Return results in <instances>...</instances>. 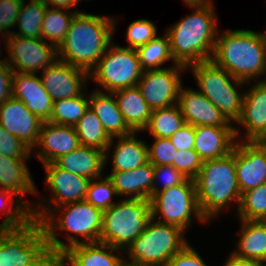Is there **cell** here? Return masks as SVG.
Segmentation results:
<instances>
[{
    "label": "cell",
    "instance_id": "1",
    "mask_svg": "<svg viewBox=\"0 0 266 266\" xmlns=\"http://www.w3.org/2000/svg\"><path fill=\"white\" fill-rule=\"evenodd\" d=\"M115 25V20L110 17L79 11L57 48L59 60L90 73L111 45Z\"/></svg>",
    "mask_w": 266,
    "mask_h": 266
},
{
    "label": "cell",
    "instance_id": "2",
    "mask_svg": "<svg viewBox=\"0 0 266 266\" xmlns=\"http://www.w3.org/2000/svg\"><path fill=\"white\" fill-rule=\"evenodd\" d=\"M31 208L33 220L39 221L45 233L50 254L57 259L65 250L66 243L57 238L56 230L70 231L86 240L85 243L99 242L102 231L103 211L86 200L68 203L53 208L60 210L59 218L51 206ZM50 207V208H49ZM51 209V210H50ZM56 219V220H55Z\"/></svg>",
    "mask_w": 266,
    "mask_h": 266
},
{
    "label": "cell",
    "instance_id": "3",
    "mask_svg": "<svg viewBox=\"0 0 266 266\" xmlns=\"http://www.w3.org/2000/svg\"><path fill=\"white\" fill-rule=\"evenodd\" d=\"M211 60L245 83L258 78L266 73L265 35L251 30L224 32L216 38Z\"/></svg>",
    "mask_w": 266,
    "mask_h": 266
},
{
    "label": "cell",
    "instance_id": "4",
    "mask_svg": "<svg viewBox=\"0 0 266 266\" xmlns=\"http://www.w3.org/2000/svg\"><path fill=\"white\" fill-rule=\"evenodd\" d=\"M194 9L191 15L166 31L174 64L187 68L194 63L211 60L219 34L213 5Z\"/></svg>",
    "mask_w": 266,
    "mask_h": 266
},
{
    "label": "cell",
    "instance_id": "5",
    "mask_svg": "<svg viewBox=\"0 0 266 266\" xmlns=\"http://www.w3.org/2000/svg\"><path fill=\"white\" fill-rule=\"evenodd\" d=\"M194 181L198 206L207 222L223 211L231 201H236L239 207L241 193L236 175L234 148L224 157L203 161Z\"/></svg>",
    "mask_w": 266,
    "mask_h": 266
},
{
    "label": "cell",
    "instance_id": "6",
    "mask_svg": "<svg viewBox=\"0 0 266 266\" xmlns=\"http://www.w3.org/2000/svg\"><path fill=\"white\" fill-rule=\"evenodd\" d=\"M151 219V199L120 200L103 211L99 242L125 251Z\"/></svg>",
    "mask_w": 266,
    "mask_h": 266
},
{
    "label": "cell",
    "instance_id": "7",
    "mask_svg": "<svg viewBox=\"0 0 266 266\" xmlns=\"http://www.w3.org/2000/svg\"><path fill=\"white\" fill-rule=\"evenodd\" d=\"M0 266H56L39 221L0 230Z\"/></svg>",
    "mask_w": 266,
    "mask_h": 266
},
{
    "label": "cell",
    "instance_id": "8",
    "mask_svg": "<svg viewBox=\"0 0 266 266\" xmlns=\"http://www.w3.org/2000/svg\"><path fill=\"white\" fill-rule=\"evenodd\" d=\"M181 228L154 221L125 249L128 260L148 266H165L187 244Z\"/></svg>",
    "mask_w": 266,
    "mask_h": 266
},
{
    "label": "cell",
    "instance_id": "9",
    "mask_svg": "<svg viewBox=\"0 0 266 266\" xmlns=\"http://www.w3.org/2000/svg\"><path fill=\"white\" fill-rule=\"evenodd\" d=\"M191 68L200 89L198 91L206 96L230 122H237L242 113L244 92L238 93L231 82L233 81L238 87L245 82L231 76L212 60L194 63Z\"/></svg>",
    "mask_w": 266,
    "mask_h": 266
},
{
    "label": "cell",
    "instance_id": "10",
    "mask_svg": "<svg viewBox=\"0 0 266 266\" xmlns=\"http://www.w3.org/2000/svg\"><path fill=\"white\" fill-rule=\"evenodd\" d=\"M144 70L136 49L109 45L97 65L89 73L106 92L137 86Z\"/></svg>",
    "mask_w": 266,
    "mask_h": 266
},
{
    "label": "cell",
    "instance_id": "11",
    "mask_svg": "<svg viewBox=\"0 0 266 266\" xmlns=\"http://www.w3.org/2000/svg\"><path fill=\"white\" fill-rule=\"evenodd\" d=\"M152 218L159 217L160 223L170 224L186 230L193 214L201 222H207L198 206L196 185L193 179L157 192L151 198ZM163 218V220H161Z\"/></svg>",
    "mask_w": 266,
    "mask_h": 266
},
{
    "label": "cell",
    "instance_id": "12",
    "mask_svg": "<svg viewBox=\"0 0 266 266\" xmlns=\"http://www.w3.org/2000/svg\"><path fill=\"white\" fill-rule=\"evenodd\" d=\"M4 42L11 59H6V62L13 72L35 74L58 59L57 48L42 38H26L11 34Z\"/></svg>",
    "mask_w": 266,
    "mask_h": 266
},
{
    "label": "cell",
    "instance_id": "13",
    "mask_svg": "<svg viewBox=\"0 0 266 266\" xmlns=\"http://www.w3.org/2000/svg\"><path fill=\"white\" fill-rule=\"evenodd\" d=\"M175 65L170 68L146 70L138 81L137 87L151 110L177 104L182 85L180 71L187 67L177 63Z\"/></svg>",
    "mask_w": 266,
    "mask_h": 266
},
{
    "label": "cell",
    "instance_id": "14",
    "mask_svg": "<svg viewBox=\"0 0 266 266\" xmlns=\"http://www.w3.org/2000/svg\"><path fill=\"white\" fill-rule=\"evenodd\" d=\"M234 161L241 194L266 183V149L259 141L237 142Z\"/></svg>",
    "mask_w": 266,
    "mask_h": 266
},
{
    "label": "cell",
    "instance_id": "15",
    "mask_svg": "<svg viewBox=\"0 0 266 266\" xmlns=\"http://www.w3.org/2000/svg\"><path fill=\"white\" fill-rule=\"evenodd\" d=\"M0 124L33 151L39 140L43 121L20 99L11 96L0 105Z\"/></svg>",
    "mask_w": 266,
    "mask_h": 266
},
{
    "label": "cell",
    "instance_id": "16",
    "mask_svg": "<svg viewBox=\"0 0 266 266\" xmlns=\"http://www.w3.org/2000/svg\"><path fill=\"white\" fill-rule=\"evenodd\" d=\"M66 250L56 259V266H118L123 259L114 255L117 248L109 244L85 243L67 234Z\"/></svg>",
    "mask_w": 266,
    "mask_h": 266
},
{
    "label": "cell",
    "instance_id": "17",
    "mask_svg": "<svg viewBox=\"0 0 266 266\" xmlns=\"http://www.w3.org/2000/svg\"><path fill=\"white\" fill-rule=\"evenodd\" d=\"M41 82L53 101L76 97L82 94V84L90 76L83 69L59 59L42 71ZM84 82V83H83Z\"/></svg>",
    "mask_w": 266,
    "mask_h": 266
},
{
    "label": "cell",
    "instance_id": "18",
    "mask_svg": "<svg viewBox=\"0 0 266 266\" xmlns=\"http://www.w3.org/2000/svg\"><path fill=\"white\" fill-rule=\"evenodd\" d=\"M44 167L46 184L53 194L52 199L49 200L51 204L48 201L47 204L54 208L85 200L91 179L63 170L54 162L44 164Z\"/></svg>",
    "mask_w": 266,
    "mask_h": 266
},
{
    "label": "cell",
    "instance_id": "19",
    "mask_svg": "<svg viewBox=\"0 0 266 266\" xmlns=\"http://www.w3.org/2000/svg\"><path fill=\"white\" fill-rule=\"evenodd\" d=\"M181 85L177 105L185 122L195 126L233 127L220 110L201 92L183 89Z\"/></svg>",
    "mask_w": 266,
    "mask_h": 266
},
{
    "label": "cell",
    "instance_id": "20",
    "mask_svg": "<svg viewBox=\"0 0 266 266\" xmlns=\"http://www.w3.org/2000/svg\"><path fill=\"white\" fill-rule=\"evenodd\" d=\"M11 89L12 96L20 99L43 122L50 119L53 99L36 74L13 72Z\"/></svg>",
    "mask_w": 266,
    "mask_h": 266
},
{
    "label": "cell",
    "instance_id": "21",
    "mask_svg": "<svg viewBox=\"0 0 266 266\" xmlns=\"http://www.w3.org/2000/svg\"><path fill=\"white\" fill-rule=\"evenodd\" d=\"M80 141L75 127L43 122L39 140L35 147L41 148L36 158L44 164L54 162L61 155L70 153L79 147Z\"/></svg>",
    "mask_w": 266,
    "mask_h": 266
},
{
    "label": "cell",
    "instance_id": "22",
    "mask_svg": "<svg viewBox=\"0 0 266 266\" xmlns=\"http://www.w3.org/2000/svg\"><path fill=\"white\" fill-rule=\"evenodd\" d=\"M236 123L246 128L245 141L266 137V78L244 93L242 113Z\"/></svg>",
    "mask_w": 266,
    "mask_h": 266
},
{
    "label": "cell",
    "instance_id": "23",
    "mask_svg": "<svg viewBox=\"0 0 266 266\" xmlns=\"http://www.w3.org/2000/svg\"><path fill=\"white\" fill-rule=\"evenodd\" d=\"M194 150L202 161L224 157L232 152L239 138L235 127L195 126Z\"/></svg>",
    "mask_w": 266,
    "mask_h": 266
},
{
    "label": "cell",
    "instance_id": "24",
    "mask_svg": "<svg viewBox=\"0 0 266 266\" xmlns=\"http://www.w3.org/2000/svg\"><path fill=\"white\" fill-rule=\"evenodd\" d=\"M117 195L128 199H151L154 184V165L149 161L130 171L112 172L108 176Z\"/></svg>",
    "mask_w": 266,
    "mask_h": 266
},
{
    "label": "cell",
    "instance_id": "25",
    "mask_svg": "<svg viewBox=\"0 0 266 266\" xmlns=\"http://www.w3.org/2000/svg\"><path fill=\"white\" fill-rule=\"evenodd\" d=\"M54 163L63 170L89 179H100L105 166V152L80 145L70 153L61 155Z\"/></svg>",
    "mask_w": 266,
    "mask_h": 266
},
{
    "label": "cell",
    "instance_id": "26",
    "mask_svg": "<svg viewBox=\"0 0 266 266\" xmlns=\"http://www.w3.org/2000/svg\"><path fill=\"white\" fill-rule=\"evenodd\" d=\"M108 94L97 88L89 96V107L100 119L104 130L111 138L131 134L133 131L126 124L114 94Z\"/></svg>",
    "mask_w": 266,
    "mask_h": 266
},
{
    "label": "cell",
    "instance_id": "27",
    "mask_svg": "<svg viewBox=\"0 0 266 266\" xmlns=\"http://www.w3.org/2000/svg\"><path fill=\"white\" fill-rule=\"evenodd\" d=\"M123 118L133 132L144 131L147 127L151 109L137 86L122 88L112 92Z\"/></svg>",
    "mask_w": 266,
    "mask_h": 266
},
{
    "label": "cell",
    "instance_id": "28",
    "mask_svg": "<svg viewBox=\"0 0 266 266\" xmlns=\"http://www.w3.org/2000/svg\"><path fill=\"white\" fill-rule=\"evenodd\" d=\"M28 158H12L0 155V186L16 195L36 193V186L25 164Z\"/></svg>",
    "mask_w": 266,
    "mask_h": 266
},
{
    "label": "cell",
    "instance_id": "29",
    "mask_svg": "<svg viewBox=\"0 0 266 266\" xmlns=\"http://www.w3.org/2000/svg\"><path fill=\"white\" fill-rule=\"evenodd\" d=\"M136 132L118 136L114 146L112 172L130 171L148 162V145L135 137Z\"/></svg>",
    "mask_w": 266,
    "mask_h": 266
},
{
    "label": "cell",
    "instance_id": "30",
    "mask_svg": "<svg viewBox=\"0 0 266 266\" xmlns=\"http://www.w3.org/2000/svg\"><path fill=\"white\" fill-rule=\"evenodd\" d=\"M241 222L239 250L233 251V254L256 263H266V225L260 221Z\"/></svg>",
    "mask_w": 266,
    "mask_h": 266
},
{
    "label": "cell",
    "instance_id": "31",
    "mask_svg": "<svg viewBox=\"0 0 266 266\" xmlns=\"http://www.w3.org/2000/svg\"><path fill=\"white\" fill-rule=\"evenodd\" d=\"M80 144L94 147L105 152V165L107 163V153L114 142L103 128L97 115L89 107L83 117L75 125Z\"/></svg>",
    "mask_w": 266,
    "mask_h": 266
},
{
    "label": "cell",
    "instance_id": "32",
    "mask_svg": "<svg viewBox=\"0 0 266 266\" xmlns=\"http://www.w3.org/2000/svg\"><path fill=\"white\" fill-rule=\"evenodd\" d=\"M186 124L177 104L151 111V116L145 131L157 138H170Z\"/></svg>",
    "mask_w": 266,
    "mask_h": 266
},
{
    "label": "cell",
    "instance_id": "33",
    "mask_svg": "<svg viewBox=\"0 0 266 266\" xmlns=\"http://www.w3.org/2000/svg\"><path fill=\"white\" fill-rule=\"evenodd\" d=\"M14 196L19 198V196L16 195L15 193L0 187V199L2 201H5L4 204L7 202L10 203L5 205L0 204V213L7 210L6 212L3 213L6 218L2 223H0V230L23 228L33 221L32 212H31L32 206L28 205L25 201L23 202L22 197L20 201L18 200L17 202H15ZM7 205H9V207Z\"/></svg>",
    "mask_w": 266,
    "mask_h": 266
},
{
    "label": "cell",
    "instance_id": "34",
    "mask_svg": "<svg viewBox=\"0 0 266 266\" xmlns=\"http://www.w3.org/2000/svg\"><path fill=\"white\" fill-rule=\"evenodd\" d=\"M88 108L89 97L84 94L53 101L52 114L48 121L58 125L75 127Z\"/></svg>",
    "mask_w": 266,
    "mask_h": 266
},
{
    "label": "cell",
    "instance_id": "35",
    "mask_svg": "<svg viewBox=\"0 0 266 266\" xmlns=\"http://www.w3.org/2000/svg\"><path fill=\"white\" fill-rule=\"evenodd\" d=\"M48 7L46 3L35 1H30L26 5L23 0L16 22L20 32L12 31V35L26 38H42L41 27Z\"/></svg>",
    "mask_w": 266,
    "mask_h": 266
},
{
    "label": "cell",
    "instance_id": "36",
    "mask_svg": "<svg viewBox=\"0 0 266 266\" xmlns=\"http://www.w3.org/2000/svg\"><path fill=\"white\" fill-rule=\"evenodd\" d=\"M79 12L65 13L61 9L47 8L42 22V39L51 40L56 48L64 41L74 16Z\"/></svg>",
    "mask_w": 266,
    "mask_h": 266
},
{
    "label": "cell",
    "instance_id": "37",
    "mask_svg": "<svg viewBox=\"0 0 266 266\" xmlns=\"http://www.w3.org/2000/svg\"><path fill=\"white\" fill-rule=\"evenodd\" d=\"M141 68L146 70L162 69V66L167 60L174 58L171 53L170 41L167 34L162 37H155L147 44L136 49Z\"/></svg>",
    "mask_w": 266,
    "mask_h": 266
},
{
    "label": "cell",
    "instance_id": "38",
    "mask_svg": "<svg viewBox=\"0 0 266 266\" xmlns=\"http://www.w3.org/2000/svg\"><path fill=\"white\" fill-rule=\"evenodd\" d=\"M237 208L241 220L260 221L266 214V183L242 193Z\"/></svg>",
    "mask_w": 266,
    "mask_h": 266
},
{
    "label": "cell",
    "instance_id": "39",
    "mask_svg": "<svg viewBox=\"0 0 266 266\" xmlns=\"http://www.w3.org/2000/svg\"><path fill=\"white\" fill-rule=\"evenodd\" d=\"M92 179L89 183L85 200L102 211L109 209L112 203V195H117L111 179L106 176L100 180Z\"/></svg>",
    "mask_w": 266,
    "mask_h": 266
},
{
    "label": "cell",
    "instance_id": "40",
    "mask_svg": "<svg viewBox=\"0 0 266 266\" xmlns=\"http://www.w3.org/2000/svg\"><path fill=\"white\" fill-rule=\"evenodd\" d=\"M156 26L147 19H139L132 22L127 29L126 41L128 47L137 49L156 37Z\"/></svg>",
    "mask_w": 266,
    "mask_h": 266
},
{
    "label": "cell",
    "instance_id": "41",
    "mask_svg": "<svg viewBox=\"0 0 266 266\" xmlns=\"http://www.w3.org/2000/svg\"><path fill=\"white\" fill-rule=\"evenodd\" d=\"M154 139L155 141L152 143V147L147 146L148 161L154 166H173V160H175L177 152L175 146L169 138L154 137Z\"/></svg>",
    "mask_w": 266,
    "mask_h": 266
},
{
    "label": "cell",
    "instance_id": "42",
    "mask_svg": "<svg viewBox=\"0 0 266 266\" xmlns=\"http://www.w3.org/2000/svg\"><path fill=\"white\" fill-rule=\"evenodd\" d=\"M203 161L194 150H177L173 166L188 179H195L201 170Z\"/></svg>",
    "mask_w": 266,
    "mask_h": 266
},
{
    "label": "cell",
    "instance_id": "43",
    "mask_svg": "<svg viewBox=\"0 0 266 266\" xmlns=\"http://www.w3.org/2000/svg\"><path fill=\"white\" fill-rule=\"evenodd\" d=\"M31 149L20 139L10 134L0 124V155L12 158H29Z\"/></svg>",
    "mask_w": 266,
    "mask_h": 266
},
{
    "label": "cell",
    "instance_id": "44",
    "mask_svg": "<svg viewBox=\"0 0 266 266\" xmlns=\"http://www.w3.org/2000/svg\"><path fill=\"white\" fill-rule=\"evenodd\" d=\"M22 2L23 0H0V32L5 39L12 34L8 28L16 25Z\"/></svg>",
    "mask_w": 266,
    "mask_h": 266
},
{
    "label": "cell",
    "instance_id": "45",
    "mask_svg": "<svg viewBox=\"0 0 266 266\" xmlns=\"http://www.w3.org/2000/svg\"><path fill=\"white\" fill-rule=\"evenodd\" d=\"M160 177L164 179L162 180L164 182L161 188L156 185V179H160ZM186 179L187 177L179 172L174 166H154V184L152 187V197L159 191L182 184Z\"/></svg>",
    "mask_w": 266,
    "mask_h": 266
},
{
    "label": "cell",
    "instance_id": "46",
    "mask_svg": "<svg viewBox=\"0 0 266 266\" xmlns=\"http://www.w3.org/2000/svg\"><path fill=\"white\" fill-rule=\"evenodd\" d=\"M165 266H207V264L202 260L199 253L187 244L181 251L172 256Z\"/></svg>",
    "mask_w": 266,
    "mask_h": 266
},
{
    "label": "cell",
    "instance_id": "47",
    "mask_svg": "<svg viewBox=\"0 0 266 266\" xmlns=\"http://www.w3.org/2000/svg\"><path fill=\"white\" fill-rule=\"evenodd\" d=\"M171 143L175 146L176 150H190L194 149L195 145V131L194 126L186 123L170 138Z\"/></svg>",
    "mask_w": 266,
    "mask_h": 266
},
{
    "label": "cell",
    "instance_id": "48",
    "mask_svg": "<svg viewBox=\"0 0 266 266\" xmlns=\"http://www.w3.org/2000/svg\"><path fill=\"white\" fill-rule=\"evenodd\" d=\"M80 0H47L46 5H52L55 9L70 10V7H74Z\"/></svg>",
    "mask_w": 266,
    "mask_h": 266
},
{
    "label": "cell",
    "instance_id": "49",
    "mask_svg": "<svg viewBox=\"0 0 266 266\" xmlns=\"http://www.w3.org/2000/svg\"><path fill=\"white\" fill-rule=\"evenodd\" d=\"M224 266H258V263L251 260L239 258L231 253Z\"/></svg>",
    "mask_w": 266,
    "mask_h": 266
},
{
    "label": "cell",
    "instance_id": "50",
    "mask_svg": "<svg viewBox=\"0 0 266 266\" xmlns=\"http://www.w3.org/2000/svg\"><path fill=\"white\" fill-rule=\"evenodd\" d=\"M191 8H201L213 5L212 0H183Z\"/></svg>",
    "mask_w": 266,
    "mask_h": 266
},
{
    "label": "cell",
    "instance_id": "51",
    "mask_svg": "<svg viewBox=\"0 0 266 266\" xmlns=\"http://www.w3.org/2000/svg\"><path fill=\"white\" fill-rule=\"evenodd\" d=\"M124 260H126V259L125 258L122 259L118 266H148V265L141 264L137 261H131V260L128 261V259H127V261H124Z\"/></svg>",
    "mask_w": 266,
    "mask_h": 266
},
{
    "label": "cell",
    "instance_id": "52",
    "mask_svg": "<svg viewBox=\"0 0 266 266\" xmlns=\"http://www.w3.org/2000/svg\"><path fill=\"white\" fill-rule=\"evenodd\" d=\"M259 142L264 146V148L266 149V137H263L259 140Z\"/></svg>",
    "mask_w": 266,
    "mask_h": 266
},
{
    "label": "cell",
    "instance_id": "53",
    "mask_svg": "<svg viewBox=\"0 0 266 266\" xmlns=\"http://www.w3.org/2000/svg\"><path fill=\"white\" fill-rule=\"evenodd\" d=\"M260 222L264 225H266V214L262 217V219L260 220Z\"/></svg>",
    "mask_w": 266,
    "mask_h": 266
},
{
    "label": "cell",
    "instance_id": "54",
    "mask_svg": "<svg viewBox=\"0 0 266 266\" xmlns=\"http://www.w3.org/2000/svg\"><path fill=\"white\" fill-rule=\"evenodd\" d=\"M30 1L43 2V3H46L47 2V0H30Z\"/></svg>",
    "mask_w": 266,
    "mask_h": 266
},
{
    "label": "cell",
    "instance_id": "55",
    "mask_svg": "<svg viewBox=\"0 0 266 266\" xmlns=\"http://www.w3.org/2000/svg\"><path fill=\"white\" fill-rule=\"evenodd\" d=\"M258 266H266L264 263H258Z\"/></svg>",
    "mask_w": 266,
    "mask_h": 266
}]
</instances>
